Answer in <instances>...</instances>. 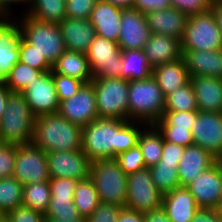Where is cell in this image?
Segmentation results:
<instances>
[{
  "instance_id": "obj_34",
  "label": "cell",
  "mask_w": 222,
  "mask_h": 222,
  "mask_svg": "<svg viewBox=\"0 0 222 222\" xmlns=\"http://www.w3.org/2000/svg\"><path fill=\"white\" fill-rule=\"evenodd\" d=\"M23 185L13 176L0 179V215L7 216L22 206Z\"/></svg>"
},
{
  "instance_id": "obj_6",
  "label": "cell",
  "mask_w": 222,
  "mask_h": 222,
  "mask_svg": "<svg viewBox=\"0 0 222 222\" xmlns=\"http://www.w3.org/2000/svg\"><path fill=\"white\" fill-rule=\"evenodd\" d=\"M127 177L115 158L91 161L90 178L101 203L125 207Z\"/></svg>"
},
{
  "instance_id": "obj_56",
  "label": "cell",
  "mask_w": 222,
  "mask_h": 222,
  "mask_svg": "<svg viewBox=\"0 0 222 222\" xmlns=\"http://www.w3.org/2000/svg\"><path fill=\"white\" fill-rule=\"evenodd\" d=\"M11 91L6 86L3 79H0V118L4 114L8 97Z\"/></svg>"
},
{
  "instance_id": "obj_61",
  "label": "cell",
  "mask_w": 222,
  "mask_h": 222,
  "mask_svg": "<svg viewBox=\"0 0 222 222\" xmlns=\"http://www.w3.org/2000/svg\"><path fill=\"white\" fill-rule=\"evenodd\" d=\"M217 214L222 218V200L219 202L217 207L215 208Z\"/></svg>"
},
{
  "instance_id": "obj_47",
  "label": "cell",
  "mask_w": 222,
  "mask_h": 222,
  "mask_svg": "<svg viewBox=\"0 0 222 222\" xmlns=\"http://www.w3.org/2000/svg\"><path fill=\"white\" fill-rule=\"evenodd\" d=\"M211 0H170L171 7L188 16L203 13L211 8Z\"/></svg>"
},
{
  "instance_id": "obj_29",
  "label": "cell",
  "mask_w": 222,
  "mask_h": 222,
  "mask_svg": "<svg viewBox=\"0 0 222 222\" xmlns=\"http://www.w3.org/2000/svg\"><path fill=\"white\" fill-rule=\"evenodd\" d=\"M121 78L127 81L146 80L153 75V67L143 50H122Z\"/></svg>"
},
{
  "instance_id": "obj_11",
  "label": "cell",
  "mask_w": 222,
  "mask_h": 222,
  "mask_svg": "<svg viewBox=\"0 0 222 222\" xmlns=\"http://www.w3.org/2000/svg\"><path fill=\"white\" fill-rule=\"evenodd\" d=\"M22 185L49 181L46 153L33 143L16 145V159L12 175Z\"/></svg>"
},
{
  "instance_id": "obj_21",
  "label": "cell",
  "mask_w": 222,
  "mask_h": 222,
  "mask_svg": "<svg viewBox=\"0 0 222 222\" xmlns=\"http://www.w3.org/2000/svg\"><path fill=\"white\" fill-rule=\"evenodd\" d=\"M161 207L171 222H191L200 208L186 186H179L163 195Z\"/></svg>"
},
{
  "instance_id": "obj_58",
  "label": "cell",
  "mask_w": 222,
  "mask_h": 222,
  "mask_svg": "<svg viewBox=\"0 0 222 222\" xmlns=\"http://www.w3.org/2000/svg\"><path fill=\"white\" fill-rule=\"evenodd\" d=\"M103 1L114 4L115 6L121 8H130L133 7L134 0H103Z\"/></svg>"
},
{
  "instance_id": "obj_9",
  "label": "cell",
  "mask_w": 222,
  "mask_h": 222,
  "mask_svg": "<svg viewBox=\"0 0 222 222\" xmlns=\"http://www.w3.org/2000/svg\"><path fill=\"white\" fill-rule=\"evenodd\" d=\"M162 198V193L152 181L149 168L128 175L125 208L144 214L160 208Z\"/></svg>"
},
{
  "instance_id": "obj_43",
  "label": "cell",
  "mask_w": 222,
  "mask_h": 222,
  "mask_svg": "<svg viewBox=\"0 0 222 222\" xmlns=\"http://www.w3.org/2000/svg\"><path fill=\"white\" fill-rule=\"evenodd\" d=\"M98 1L99 0H66V17L89 19Z\"/></svg>"
},
{
  "instance_id": "obj_36",
  "label": "cell",
  "mask_w": 222,
  "mask_h": 222,
  "mask_svg": "<svg viewBox=\"0 0 222 222\" xmlns=\"http://www.w3.org/2000/svg\"><path fill=\"white\" fill-rule=\"evenodd\" d=\"M43 73L19 61L10 70L4 82L11 92L22 93L35 77H40Z\"/></svg>"
},
{
  "instance_id": "obj_18",
  "label": "cell",
  "mask_w": 222,
  "mask_h": 222,
  "mask_svg": "<svg viewBox=\"0 0 222 222\" xmlns=\"http://www.w3.org/2000/svg\"><path fill=\"white\" fill-rule=\"evenodd\" d=\"M20 37L15 18L0 16V79L4 80L19 62Z\"/></svg>"
},
{
  "instance_id": "obj_45",
  "label": "cell",
  "mask_w": 222,
  "mask_h": 222,
  "mask_svg": "<svg viewBox=\"0 0 222 222\" xmlns=\"http://www.w3.org/2000/svg\"><path fill=\"white\" fill-rule=\"evenodd\" d=\"M51 198H73L77 180L71 178H50Z\"/></svg>"
},
{
  "instance_id": "obj_12",
  "label": "cell",
  "mask_w": 222,
  "mask_h": 222,
  "mask_svg": "<svg viewBox=\"0 0 222 222\" xmlns=\"http://www.w3.org/2000/svg\"><path fill=\"white\" fill-rule=\"evenodd\" d=\"M22 94L35 118L59 112L60 102L53 80V70L35 77Z\"/></svg>"
},
{
  "instance_id": "obj_13",
  "label": "cell",
  "mask_w": 222,
  "mask_h": 222,
  "mask_svg": "<svg viewBox=\"0 0 222 222\" xmlns=\"http://www.w3.org/2000/svg\"><path fill=\"white\" fill-rule=\"evenodd\" d=\"M51 178H71L77 181L90 177L91 160L82 150L47 152Z\"/></svg>"
},
{
  "instance_id": "obj_40",
  "label": "cell",
  "mask_w": 222,
  "mask_h": 222,
  "mask_svg": "<svg viewBox=\"0 0 222 222\" xmlns=\"http://www.w3.org/2000/svg\"><path fill=\"white\" fill-rule=\"evenodd\" d=\"M46 218L69 219L74 220L80 218L78 209L76 208L73 198H51Z\"/></svg>"
},
{
  "instance_id": "obj_10",
  "label": "cell",
  "mask_w": 222,
  "mask_h": 222,
  "mask_svg": "<svg viewBox=\"0 0 222 222\" xmlns=\"http://www.w3.org/2000/svg\"><path fill=\"white\" fill-rule=\"evenodd\" d=\"M86 56L93 78H121L122 50L117 42L96 35Z\"/></svg>"
},
{
  "instance_id": "obj_33",
  "label": "cell",
  "mask_w": 222,
  "mask_h": 222,
  "mask_svg": "<svg viewBox=\"0 0 222 222\" xmlns=\"http://www.w3.org/2000/svg\"><path fill=\"white\" fill-rule=\"evenodd\" d=\"M51 199L49 181L28 183L23 185L22 206L45 214Z\"/></svg>"
},
{
  "instance_id": "obj_55",
  "label": "cell",
  "mask_w": 222,
  "mask_h": 222,
  "mask_svg": "<svg viewBox=\"0 0 222 222\" xmlns=\"http://www.w3.org/2000/svg\"><path fill=\"white\" fill-rule=\"evenodd\" d=\"M144 222H171L162 207L143 214Z\"/></svg>"
},
{
  "instance_id": "obj_26",
  "label": "cell",
  "mask_w": 222,
  "mask_h": 222,
  "mask_svg": "<svg viewBox=\"0 0 222 222\" xmlns=\"http://www.w3.org/2000/svg\"><path fill=\"white\" fill-rule=\"evenodd\" d=\"M142 50L153 68L182 58L181 41L163 34H151Z\"/></svg>"
},
{
  "instance_id": "obj_20",
  "label": "cell",
  "mask_w": 222,
  "mask_h": 222,
  "mask_svg": "<svg viewBox=\"0 0 222 222\" xmlns=\"http://www.w3.org/2000/svg\"><path fill=\"white\" fill-rule=\"evenodd\" d=\"M216 163V158L198 145L192 144L185 148L178 165L180 186H187L203 171Z\"/></svg>"
},
{
  "instance_id": "obj_24",
  "label": "cell",
  "mask_w": 222,
  "mask_h": 222,
  "mask_svg": "<svg viewBox=\"0 0 222 222\" xmlns=\"http://www.w3.org/2000/svg\"><path fill=\"white\" fill-rule=\"evenodd\" d=\"M182 58L191 77L211 76L222 79V49L186 50Z\"/></svg>"
},
{
  "instance_id": "obj_39",
  "label": "cell",
  "mask_w": 222,
  "mask_h": 222,
  "mask_svg": "<svg viewBox=\"0 0 222 222\" xmlns=\"http://www.w3.org/2000/svg\"><path fill=\"white\" fill-rule=\"evenodd\" d=\"M19 61L41 72H49L53 68L36 47L27 43L22 37L19 40Z\"/></svg>"
},
{
  "instance_id": "obj_52",
  "label": "cell",
  "mask_w": 222,
  "mask_h": 222,
  "mask_svg": "<svg viewBox=\"0 0 222 222\" xmlns=\"http://www.w3.org/2000/svg\"><path fill=\"white\" fill-rule=\"evenodd\" d=\"M30 3H31V0H0V16L1 17H14L16 13H20V12H17V10L19 9L15 8L17 4L18 6L23 5L22 8L24 7L25 10L21 13H24L28 9ZM14 10H16V12Z\"/></svg>"
},
{
  "instance_id": "obj_30",
  "label": "cell",
  "mask_w": 222,
  "mask_h": 222,
  "mask_svg": "<svg viewBox=\"0 0 222 222\" xmlns=\"http://www.w3.org/2000/svg\"><path fill=\"white\" fill-rule=\"evenodd\" d=\"M163 140L162 133L154 124L146 125L140 132L138 145L141 149L146 168L156 165L161 159Z\"/></svg>"
},
{
  "instance_id": "obj_14",
  "label": "cell",
  "mask_w": 222,
  "mask_h": 222,
  "mask_svg": "<svg viewBox=\"0 0 222 222\" xmlns=\"http://www.w3.org/2000/svg\"><path fill=\"white\" fill-rule=\"evenodd\" d=\"M71 123L86 126L99 118L96 94L92 83L84 84L71 98L60 103L59 112Z\"/></svg>"
},
{
  "instance_id": "obj_4",
  "label": "cell",
  "mask_w": 222,
  "mask_h": 222,
  "mask_svg": "<svg viewBox=\"0 0 222 222\" xmlns=\"http://www.w3.org/2000/svg\"><path fill=\"white\" fill-rule=\"evenodd\" d=\"M128 97V115L131 121L149 125L162 118L165 97L153 76L146 80L129 81Z\"/></svg>"
},
{
  "instance_id": "obj_23",
  "label": "cell",
  "mask_w": 222,
  "mask_h": 222,
  "mask_svg": "<svg viewBox=\"0 0 222 222\" xmlns=\"http://www.w3.org/2000/svg\"><path fill=\"white\" fill-rule=\"evenodd\" d=\"M67 50L87 53L96 36L94 26L89 19L66 17L58 23Z\"/></svg>"
},
{
  "instance_id": "obj_44",
  "label": "cell",
  "mask_w": 222,
  "mask_h": 222,
  "mask_svg": "<svg viewBox=\"0 0 222 222\" xmlns=\"http://www.w3.org/2000/svg\"><path fill=\"white\" fill-rule=\"evenodd\" d=\"M15 159L16 145L2 143L0 145V179L13 175Z\"/></svg>"
},
{
  "instance_id": "obj_19",
  "label": "cell",
  "mask_w": 222,
  "mask_h": 222,
  "mask_svg": "<svg viewBox=\"0 0 222 222\" xmlns=\"http://www.w3.org/2000/svg\"><path fill=\"white\" fill-rule=\"evenodd\" d=\"M147 26L151 34H163L182 41L185 33L188 15L170 7L145 14Z\"/></svg>"
},
{
  "instance_id": "obj_54",
  "label": "cell",
  "mask_w": 222,
  "mask_h": 222,
  "mask_svg": "<svg viewBox=\"0 0 222 222\" xmlns=\"http://www.w3.org/2000/svg\"><path fill=\"white\" fill-rule=\"evenodd\" d=\"M118 222H144L143 213L123 207Z\"/></svg>"
},
{
  "instance_id": "obj_27",
  "label": "cell",
  "mask_w": 222,
  "mask_h": 222,
  "mask_svg": "<svg viewBox=\"0 0 222 222\" xmlns=\"http://www.w3.org/2000/svg\"><path fill=\"white\" fill-rule=\"evenodd\" d=\"M152 76L156 79L164 97L189 83L191 77L183 58L154 67Z\"/></svg>"
},
{
  "instance_id": "obj_59",
  "label": "cell",
  "mask_w": 222,
  "mask_h": 222,
  "mask_svg": "<svg viewBox=\"0 0 222 222\" xmlns=\"http://www.w3.org/2000/svg\"><path fill=\"white\" fill-rule=\"evenodd\" d=\"M46 222H87V218L80 217L78 219H57V218H46Z\"/></svg>"
},
{
  "instance_id": "obj_3",
  "label": "cell",
  "mask_w": 222,
  "mask_h": 222,
  "mask_svg": "<svg viewBox=\"0 0 222 222\" xmlns=\"http://www.w3.org/2000/svg\"><path fill=\"white\" fill-rule=\"evenodd\" d=\"M16 28L21 37L42 54L53 66L66 50L58 23L34 19L24 13L15 15Z\"/></svg>"
},
{
  "instance_id": "obj_25",
  "label": "cell",
  "mask_w": 222,
  "mask_h": 222,
  "mask_svg": "<svg viewBox=\"0 0 222 222\" xmlns=\"http://www.w3.org/2000/svg\"><path fill=\"white\" fill-rule=\"evenodd\" d=\"M198 111L222 113V79L211 76L190 77Z\"/></svg>"
},
{
  "instance_id": "obj_1",
  "label": "cell",
  "mask_w": 222,
  "mask_h": 222,
  "mask_svg": "<svg viewBox=\"0 0 222 222\" xmlns=\"http://www.w3.org/2000/svg\"><path fill=\"white\" fill-rule=\"evenodd\" d=\"M147 124L137 121L98 118L83 126L81 150L91 160L114 159L138 144Z\"/></svg>"
},
{
  "instance_id": "obj_7",
  "label": "cell",
  "mask_w": 222,
  "mask_h": 222,
  "mask_svg": "<svg viewBox=\"0 0 222 222\" xmlns=\"http://www.w3.org/2000/svg\"><path fill=\"white\" fill-rule=\"evenodd\" d=\"M99 118L131 121L129 108V81L122 78H93Z\"/></svg>"
},
{
  "instance_id": "obj_35",
  "label": "cell",
  "mask_w": 222,
  "mask_h": 222,
  "mask_svg": "<svg viewBox=\"0 0 222 222\" xmlns=\"http://www.w3.org/2000/svg\"><path fill=\"white\" fill-rule=\"evenodd\" d=\"M178 165L179 164L164 163L159 160L156 165L149 168L152 181L162 195L169 193L176 187L180 186L177 172Z\"/></svg>"
},
{
  "instance_id": "obj_17",
  "label": "cell",
  "mask_w": 222,
  "mask_h": 222,
  "mask_svg": "<svg viewBox=\"0 0 222 222\" xmlns=\"http://www.w3.org/2000/svg\"><path fill=\"white\" fill-rule=\"evenodd\" d=\"M200 208L215 209L222 200V173L215 163L187 186Z\"/></svg>"
},
{
  "instance_id": "obj_32",
  "label": "cell",
  "mask_w": 222,
  "mask_h": 222,
  "mask_svg": "<svg viewBox=\"0 0 222 222\" xmlns=\"http://www.w3.org/2000/svg\"><path fill=\"white\" fill-rule=\"evenodd\" d=\"M74 204L81 217L88 218L101 203L93 180L78 181L74 190Z\"/></svg>"
},
{
  "instance_id": "obj_49",
  "label": "cell",
  "mask_w": 222,
  "mask_h": 222,
  "mask_svg": "<svg viewBox=\"0 0 222 222\" xmlns=\"http://www.w3.org/2000/svg\"><path fill=\"white\" fill-rule=\"evenodd\" d=\"M158 130L162 133L163 139L165 141L172 142L185 148L194 144L190 130H181L175 128H158Z\"/></svg>"
},
{
  "instance_id": "obj_42",
  "label": "cell",
  "mask_w": 222,
  "mask_h": 222,
  "mask_svg": "<svg viewBox=\"0 0 222 222\" xmlns=\"http://www.w3.org/2000/svg\"><path fill=\"white\" fill-rule=\"evenodd\" d=\"M53 80L57 92L58 100L61 103L63 100L71 98L85 84L84 82L62 74H57L53 71Z\"/></svg>"
},
{
  "instance_id": "obj_53",
  "label": "cell",
  "mask_w": 222,
  "mask_h": 222,
  "mask_svg": "<svg viewBox=\"0 0 222 222\" xmlns=\"http://www.w3.org/2000/svg\"><path fill=\"white\" fill-rule=\"evenodd\" d=\"M191 222H222L215 209L199 208Z\"/></svg>"
},
{
  "instance_id": "obj_57",
  "label": "cell",
  "mask_w": 222,
  "mask_h": 222,
  "mask_svg": "<svg viewBox=\"0 0 222 222\" xmlns=\"http://www.w3.org/2000/svg\"><path fill=\"white\" fill-rule=\"evenodd\" d=\"M210 9L212 10L216 23L222 32V0L212 1Z\"/></svg>"
},
{
  "instance_id": "obj_31",
  "label": "cell",
  "mask_w": 222,
  "mask_h": 222,
  "mask_svg": "<svg viewBox=\"0 0 222 222\" xmlns=\"http://www.w3.org/2000/svg\"><path fill=\"white\" fill-rule=\"evenodd\" d=\"M24 14L37 20L60 23L66 18V0H31Z\"/></svg>"
},
{
  "instance_id": "obj_15",
  "label": "cell",
  "mask_w": 222,
  "mask_h": 222,
  "mask_svg": "<svg viewBox=\"0 0 222 222\" xmlns=\"http://www.w3.org/2000/svg\"><path fill=\"white\" fill-rule=\"evenodd\" d=\"M191 133L195 145L215 158L222 154V113L198 111Z\"/></svg>"
},
{
  "instance_id": "obj_41",
  "label": "cell",
  "mask_w": 222,
  "mask_h": 222,
  "mask_svg": "<svg viewBox=\"0 0 222 222\" xmlns=\"http://www.w3.org/2000/svg\"><path fill=\"white\" fill-rule=\"evenodd\" d=\"M121 167V169L127 174L137 172L145 168V161L139 145L120 153L115 158Z\"/></svg>"
},
{
  "instance_id": "obj_37",
  "label": "cell",
  "mask_w": 222,
  "mask_h": 222,
  "mask_svg": "<svg viewBox=\"0 0 222 222\" xmlns=\"http://www.w3.org/2000/svg\"><path fill=\"white\" fill-rule=\"evenodd\" d=\"M198 110L194 89L191 82L176 89L165 97L164 111Z\"/></svg>"
},
{
  "instance_id": "obj_62",
  "label": "cell",
  "mask_w": 222,
  "mask_h": 222,
  "mask_svg": "<svg viewBox=\"0 0 222 222\" xmlns=\"http://www.w3.org/2000/svg\"><path fill=\"white\" fill-rule=\"evenodd\" d=\"M0 222H11V221L8 219L7 216H2V217L0 218Z\"/></svg>"
},
{
  "instance_id": "obj_16",
  "label": "cell",
  "mask_w": 222,
  "mask_h": 222,
  "mask_svg": "<svg viewBox=\"0 0 222 222\" xmlns=\"http://www.w3.org/2000/svg\"><path fill=\"white\" fill-rule=\"evenodd\" d=\"M151 35L145 14L134 7L123 8L118 44L121 50H142Z\"/></svg>"
},
{
  "instance_id": "obj_48",
  "label": "cell",
  "mask_w": 222,
  "mask_h": 222,
  "mask_svg": "<svg viewBox=\"0 0 222 222\" xmlns=\"http://www.w3.org/2000/svg\"><path fill=\"white\" fill-rule=\"evenodd\" d=\"M7 217L11 222H46L44 213L24 206L12 210Z\"/></svg>"
},
{
  "instance_id": "obj_2",
  "label": "cell",
  "mask_w": 222,
  "mask_h": 222,
  "mask_svg": "<svg viewBox=\"0 0 222 222\" xmlns=\"http://www.w3.org/2000/svg\"><path fill=\"white\" fill-rule=\"evenodd\" d=\"M82 130L59 113L42 115L35 118L32 143L45 153L81 150Z\"/></svg>"
},
{
  "instance_id": "obj_60",
  "label": "cell",
  "mask_w": 222,
  "mask_h": 222,
  "mask_svg": "<svg viewBox=\"0 0 222 222\" xmlns=\"http://www.w3.org/2000/svg\"><path fill=\"white\" fill-rule=\"evenodd\" d=\"M216 164L219 166V169L221 170L222 173V154L216 157Z\"/></svg>"
},
{
  "instance_id": "obj_38",
  "label": "cell",
  "mask_w": 222,
  "mask_h": 222,
  "mask_svg": "<svg viewBox=\"0 0 222 222\" xmlns=\"http://www.w3.org/2000/svg\"><path fill=\"white\" fill-rule=\"evenodd\" d=\"M197 114L198 110L164 111L162 118L159 119L154 125L157 128H175L191 131Z\"/></svg>"
},
{
  "instance_id": "obj_28",
  "label": "cell",
  "mask_w": 222,
  "mask_h": 222,
  "mask_svg": "<svg viewBox=\"0 0 222 222\" xmlns=\"http://www.w3.org/2000/svg\"><path fill=\"white\" fill-rule=\"evenodd\" d=\"M52 70L57 74L76 78L85 84L93 80L86 54L77 51L66 49L53 65Z\"/></svg>"
},
{
  "instance_id": "obj_50",
  "label": "cell",
  "mask_w": 222,
  "mask_h": 222,
  "mask_svg": "<svg viewBox=\"0 0 222 222\" xmlns=\"http://www.w3.org/2000/svg\"><path fill=\"white\" fill-rule=\"evenodd\" d=\"M185 147L163 140L161 161L169 164H179Z\"/></svg>"
},
{
  "instance_id": "obj_51",
  "label": "cell",
  "mask_w": 222,
  "mask_h": 222,
  "mask_svg": "<svg viewBox=\"0 0 222 222\" xmlns=\"http://www.w3.org/2000/svg\"><path fill=\"white\" fill-rule=\"evenodd\" d=\"M133 7L143 14L171 7L170 0H134Z\"/></svg>"
},
{
  "instance_id": "obj_5",
  "label": "cell",
  "mask_w": 222,
  "mask_h": 222,
  "mask_svg": "<svg viewBox=\"0 0 222 222\" xmlns=\"http://www.w3.org/2000/svg\"><path fill=\"white\" fill-rule=\"evenodd\" d=\"M35 117L31 113L25 96L11 92L4 114L0 118V138L3 143L30 144L34 135Z\"/></svg>"
},
{
  "instance_id": "obj_8",
  "label": "cell",
  "mask_w": 222,
  "mask_h": 222,
  "mask_svg": "<svg viewBox=\"0 0 222 222\" xmlns=\"http://www.w3.org/2000/svg\"><path fill=\"white\" fill-rule=\"evenodd\" d=\"M181 48L182 51L222 49V32L211 9L188 17Z\"/></svg>"
},
{
  "instance_id": "obj_46",
  "label": "cell",
  "mask_w": 222,
  "mask_h": 222,
  "mask_svg": "<svg viewBox=\"0 0 222 222\" xmlns=\"http://www.w3.org/2000/svg\"><path fill=\"white\" fill-rule=\"evenodd\" d=\"M122 206L100 203L87 218V222H118Z\"/></svg>"
},
{
  "instance_id": "obj_22",
  "label": "cell",
  "mask_w": 222,
  "mask_h": 222,
  "mask_svg": "<svg viewBox=\"0 0 222 222\" xmlns=\"http://www.w3.org/2000/svg\"><path fill=\"white\" fill-rule=\"evenodd\" d=\"M122 11L121 7L99 0L89 17L96 35L118 43Z\"/></svg>"
}]
</instances>
